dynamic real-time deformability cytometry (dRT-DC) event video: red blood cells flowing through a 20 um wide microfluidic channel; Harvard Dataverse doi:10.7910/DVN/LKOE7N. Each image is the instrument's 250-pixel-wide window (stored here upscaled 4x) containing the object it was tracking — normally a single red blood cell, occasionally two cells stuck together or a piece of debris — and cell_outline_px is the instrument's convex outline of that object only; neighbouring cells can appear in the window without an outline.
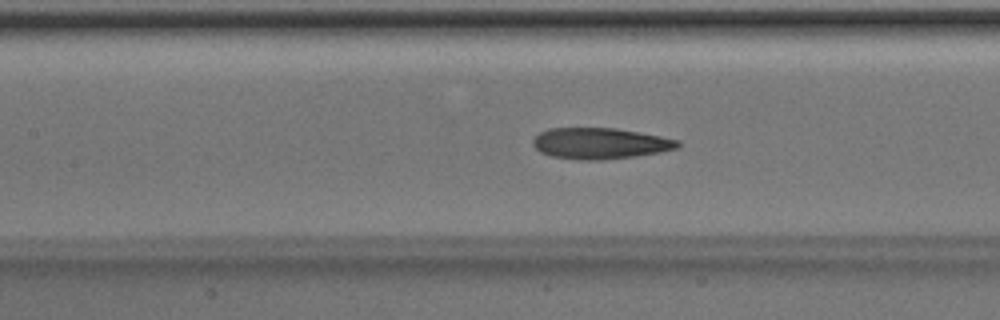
{"species": "Egyptian fruit bat (a non-hibernating species)", "species_latin": "Rousettus aegyptiacus", "temperature_condition": "room temperature", "stored_images_in_passage": 44, "camera_frame_rate_fps": 3000, "um_per_image_px": 0.085, "animal": {"sex": "male"}, "frame": {"image": 1, "passage_image": 21, "time_ms": 6.667, "image_size_px": [1000, 320], "cell_outline_px": [[680, 144], [676, 148], [660, 152], [636, 156], [600, 160], [580, 160], [552, 156], [540, 152], [532, 144], [532, 140], [540, 132], [548, 128], [616, 128], [660, 136], [680, 140]], "centroid_in_image_um": [50.99, 12.19], "position_along_channel_um": 156.4, "area_um2": 26.18}}
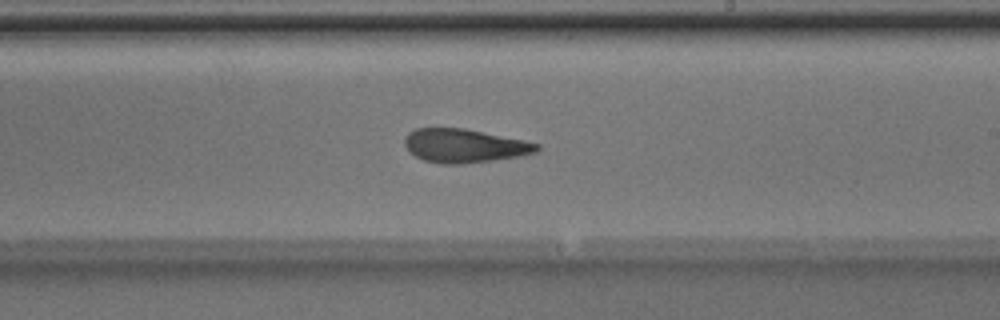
{"frame": {"image": 2, "passage_image": 28, "time_ms": 9.0, "image_size_px": [1000, 320], "cell_outline_px": [[540, 148], [536, 152], [520, 156], [492, 160], [460, 164], [444, 164], [424, 160], [408, 152], [404, 144], [404, 140], [408, 132], [416, 128], [464, 128], [524, 140], [540, 144]], "centroid_in_image_um": [39.46, 12.38], "position_along_channel_um": 249.5, "area_um2": 25.89}}
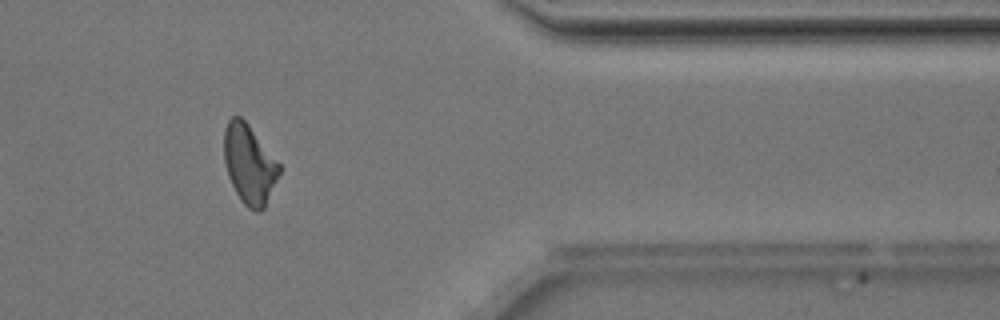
{"frame": {"image": 3, "passage_image": 40, "time_ms": 13.0, "image_size_px": [1000, 320], "cell_outline_px": [[280, 172], [264, 208], [256, 212], [248, 208], [240, 200], [228, 176], [224, 160], [224, 128], [228, 120], [232, 116], [240, 116], [248, 124], [280, 164]], "centroid_in_image_um": [21.17, 13.95], "position_along_channel_um": 390.2, "area_um2": 25.26}, "authors_computed_cell_mechanics": {"area_um2": 26.3279, "velocity_mm_per_s": 4.0172, "shape_relaxation_time_tau1_ms": 5.9484, "shape_relaxation_time_tau2_ms": 2.8586, "deformation_change_tau1": 0.1897, "deformation_change_tau2": 0.1128}}